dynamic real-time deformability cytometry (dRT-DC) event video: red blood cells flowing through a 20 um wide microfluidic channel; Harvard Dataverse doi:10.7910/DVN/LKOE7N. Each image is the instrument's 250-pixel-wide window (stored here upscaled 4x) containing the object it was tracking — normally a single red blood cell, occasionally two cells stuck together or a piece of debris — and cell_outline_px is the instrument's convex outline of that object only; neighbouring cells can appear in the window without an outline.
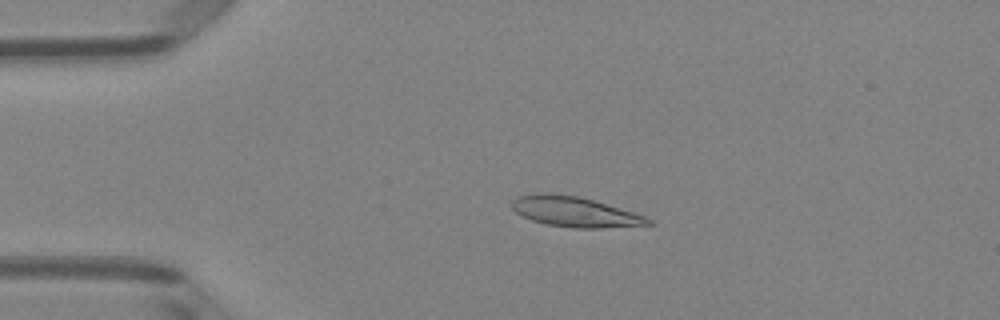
{"species": "Egyptian fruit bat (a non-hibernating species)", "species_latin": "Rousettus aegyptiacus", "temperature_condition": "room temperature", "stored_images_in_passage": 51, "camera_frame_rate_fps": 3000, "um_per_image_px": 0.085, "animal": {"sex": "female"}, "frame": {"image": 1, "passage_image": 11, "time_ms": 3.333, "image_size_px": [1000, 320], "cell_outline_px": [[652, 224], [600, 228], [572, 228], [548, 224], [532, 220], [520, 216], [512, 208], [512, 200], [520, 196], [536, 192], [552, 192], [580, 196], [620, 208], [644, 216], [652, 220]], "centroid_in_image_um": [48.8, 17.98], "position_along_channel_um": 36.2, "area_um2": 23.99}}
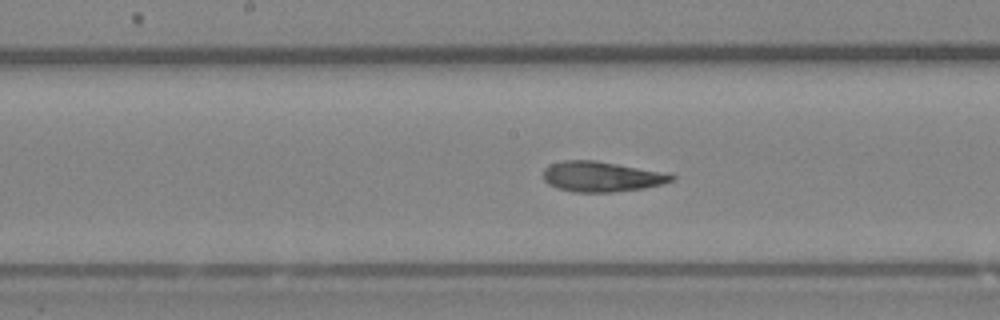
{"frame": {"image": 2, "passage_image": 26, "time_ms": 8.333, "image_size_px": [1000, 320], "cell_outline_px": [[676, 180], [664, 184], [644, 188], [612, 192], [576, 192], [556, 188], [548, 184], [544, 180], [544, 168], [548, 164], [564, 160], [596, 160], [672, 172], [676, 176]], "centroid_in_image_um": [51.22, 14.99], "position_along_channel_um": 197.0, "area_um2": 23.29}}
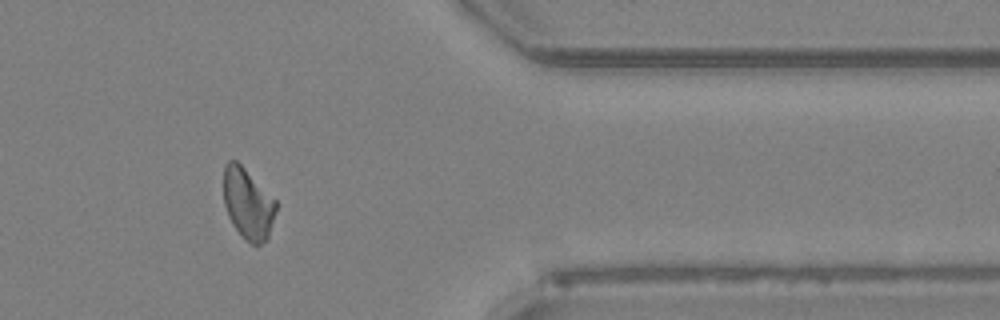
{"frame": {"image": 3, "passage_image": 42, "time_ms": 13.667, "image_size_px": [1000, 320], "cell_outline_px": [[276, 212], [268, 240], [260, 244], [252, 244], [232, 224], [228, 216], [224, 204], [224, 164], [228, 160], [236, 160], [276, 200]], "centroid_in_image_um": [21.08, 17.31], "position_along_channel_um": 390.3, "area_um2": 21.44}, "authors_computed_cell_mechanics": {"area_um2": 22.9466, "velocity_mm_per_s": 3.9796, "shape_relaxation_time_tau1_ms": 6.7108, "shape_relaxation_time_tau2_ms": 1.8135, "deformation_change_tau1": 0.1861, "deformation_change_tau2": 0.0656}}